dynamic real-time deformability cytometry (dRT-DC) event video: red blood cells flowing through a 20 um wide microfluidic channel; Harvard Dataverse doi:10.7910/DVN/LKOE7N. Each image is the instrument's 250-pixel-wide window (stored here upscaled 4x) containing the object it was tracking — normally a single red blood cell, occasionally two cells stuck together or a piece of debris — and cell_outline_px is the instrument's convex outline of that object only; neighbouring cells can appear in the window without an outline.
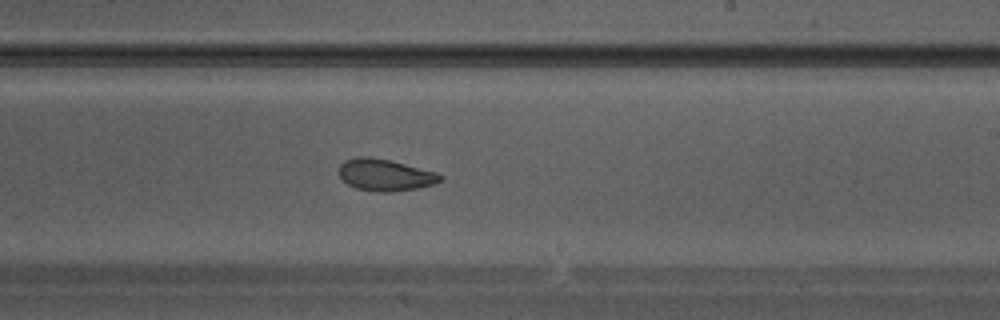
{"species": "Egyptian fruit bat (a non-hibernating species)", "species_latin": "Rousettus aegyptiacus", "temperature_condition": "warm", "stored_images_in_passage": 32, "camera_frame_rate_fps": 3000, "um_per_image_px": 0.085, "animal": {"sex": "male"}, "frame": {"image": 1, "passage_image": 19, "time_ms": 6.0, "image_size_px": [1000, 320], "cell_outline_px": [[444, 180], [432, 184], [416, 188], [388, 192], [376, 192], [356, 188], [340, 180], [340, 164], [344, 160], [356, 156], [368, 156], [388, 160], [436, 172], [444, 176]], "centroid_in_image_um": [32.71, 14.87], "position_along_channel_um": 256.3, "area_um2": 18.73}}